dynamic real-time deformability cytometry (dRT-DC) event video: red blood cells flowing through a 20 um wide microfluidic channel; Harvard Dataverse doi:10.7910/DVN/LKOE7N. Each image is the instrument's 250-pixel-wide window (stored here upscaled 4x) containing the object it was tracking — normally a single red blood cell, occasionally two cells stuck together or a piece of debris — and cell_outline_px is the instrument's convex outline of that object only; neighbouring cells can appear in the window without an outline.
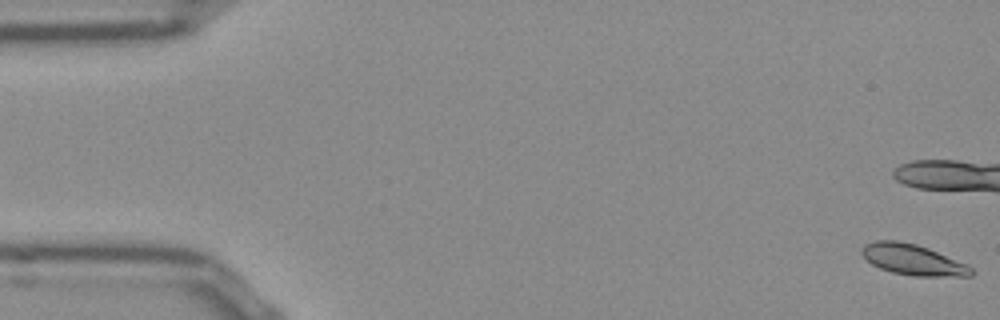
{"species": "Egyptian fruit bat (a non-hibernating species)", "species_latin": "Rousettus aegyptiacus", "temperature_condition": "room temperature", "stored_images_in_passage": 14, "camera_frame_rate_fps": 3000, "um_per_image_px": 0.085, "frame": {"image": 1, "passage_image": 1, "time_ms": 0.0, "image_size_px": [1000, 320], "cell_outline_px": [[976, 272], [972, 276], [912, 276], [892, 272], [880, 268], [872, 264], [860, 252], [860, 248], [864, 244], [876, 240], [896, 240], [916, 244], [928, 248], [968, 264]], "centroid_in_image_um": [77.61, 22.07], "position_along_channel_um": 7.4, "area_um2": 19.77}}